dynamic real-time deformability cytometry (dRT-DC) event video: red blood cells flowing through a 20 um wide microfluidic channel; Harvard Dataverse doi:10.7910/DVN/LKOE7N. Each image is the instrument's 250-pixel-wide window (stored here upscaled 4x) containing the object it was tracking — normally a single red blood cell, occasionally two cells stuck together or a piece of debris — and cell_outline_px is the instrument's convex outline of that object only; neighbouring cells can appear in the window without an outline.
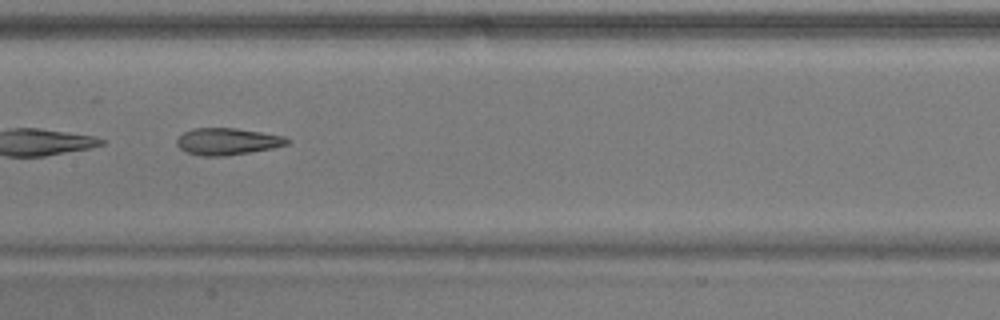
{"species": "common noctule bat (a hibernating species)", "species_latin": "Nyctalus noctula", "temperature_condition": "warm", "stored_images_in_passage": 35, "camera_frame_rate_fps": 3000, "um_per_image_px": 0.085, "animal": {"sex": "male", "body_mass_g": 17.9}, "frame": {"image": 1, "passage_image": 11, "time_ms": 3.333, "image_size_px": [1000, 320], "cell_outline_px": [[292, 140], [288, 144], [272, 148], [224, 156], [200, 156], [188, 152], [180, 148], [176, 144], [176, 140], [184, 132], [192, 128], [236, 128], [284, 136]], "centroid_in_image_um": [19.33, 12.02], "position_along_channel_um": 188.1, "area_um2": 17.17}, "authors_computed_cell_mechanics": {"area_um2": 17.4556, "velocity_mm_per_s": 3.8249, "shape_relaxation_time_tau1_ms": null, "shape_relaxation_time_tau2_ms": 3.4474, "deformation_change_tau1": null, "deformation_change_tau2": 0.1437}}